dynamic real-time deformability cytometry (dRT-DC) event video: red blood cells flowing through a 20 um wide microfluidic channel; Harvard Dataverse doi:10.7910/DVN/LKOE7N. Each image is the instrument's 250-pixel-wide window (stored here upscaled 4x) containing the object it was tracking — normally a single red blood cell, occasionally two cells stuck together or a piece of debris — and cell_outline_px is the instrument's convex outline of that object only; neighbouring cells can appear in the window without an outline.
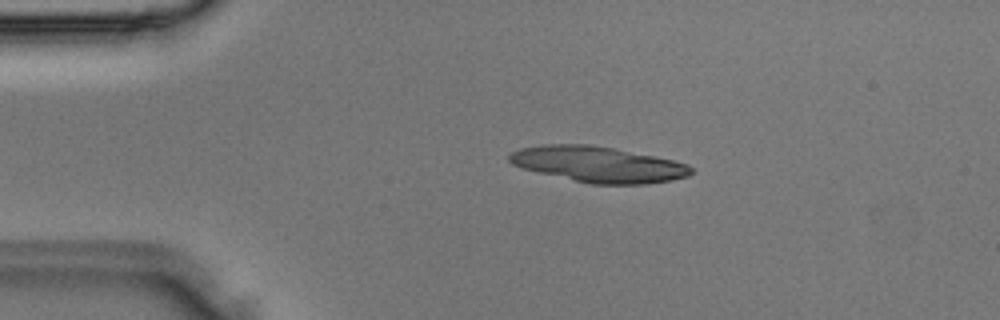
{"species": "Egyptian fruit bat (a non-hibernating species)", "species_latin": "Rousettus aegyptiacus", "temperature_condition": "room temperature", "stored_images_in_passage": 4, "camera_frame_rate_fps": 3000, "um_per_image_px": 0.085, "animal": {"sex": "male"}, "frame": {"image": 1, "passage_image": 3, "time_ms": 0.667, "image_size_px": [1000, 320], "cell_outline_px": [[692, 172], [688, 176], [672, 180], [644, 184], [592, 184], [540, 172], [524, 168], [512, 164], [508, 160], [508, 156], [512, 152], [520, 148], [544, 144], [588, 144], [612, 148], [672, 160], [688, 164], [692, 168]], "centroid_in_image_um": [50.84, 13.96], "position_along_channel_um": 34.2, "area_um2": 37.34}}